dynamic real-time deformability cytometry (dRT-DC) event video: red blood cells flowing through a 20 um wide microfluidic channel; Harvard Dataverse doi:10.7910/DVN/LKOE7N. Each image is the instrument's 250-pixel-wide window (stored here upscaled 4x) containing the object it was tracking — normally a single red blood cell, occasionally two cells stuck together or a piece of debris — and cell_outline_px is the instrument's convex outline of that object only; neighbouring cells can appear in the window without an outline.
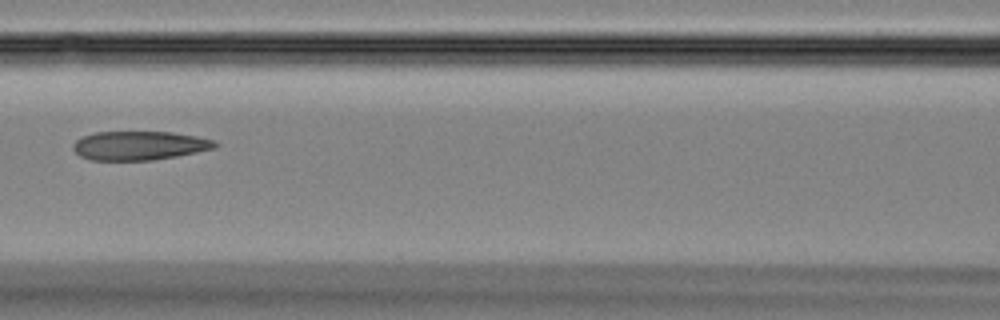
{"species": "Egyptian fruit bat (a non-hibernating species)", "species_latin": "Rousettus aegyptiacus", "temperature_condition": "room temperature", "stored_images_in_passage": 47, "camera_frame_rate_fps": 3000, "um_per_image_px": 0.085, "animal": {"sex": "female"}, "frame": {"image": 1, "passage_image": 21, "time_ms": 6.667, "image_size_px": [1000, 320], "cell_outline_px": [[220, 144], [216, 148], [176, 156], [152, 160], [88, 160], [80, 156], [72, 148], [72, 144], [76, 140], [84, 136], [96, 132], [172, 132], [196, 136], [216, 140]], "centroid_in_image_um": [11.86, 12.37], "position_along_channel_um": 154.7, "area_um2": 23.99}}
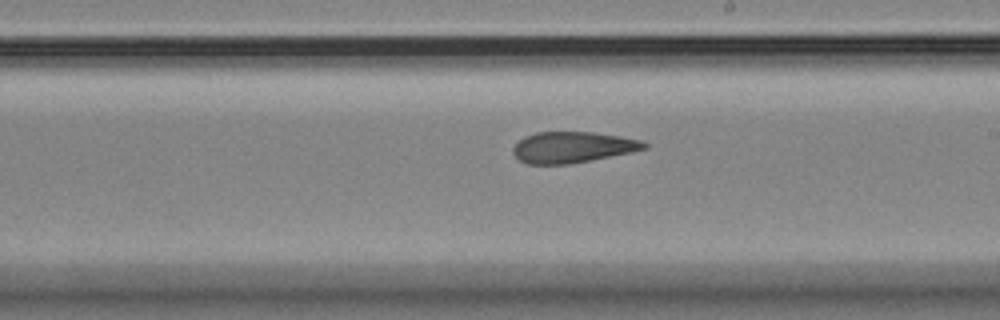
{"frame": {"image": 2, "passage_image": 27, "time_ms": 8.667, "image_size_px": [1000, 320], "cell_outline_px": [[648, 148], [632, 152], [568, 164], [528, 164], [520, 160], [512, 152], [512, 148], [524, 136], [536, 132], [592, 132], [620, 136], [640, 140], [648, 144]], "centroid_in_image_um": [48.66, 12.51], "position_along_channel_um": 240.3, "area_um2": 23.58}}
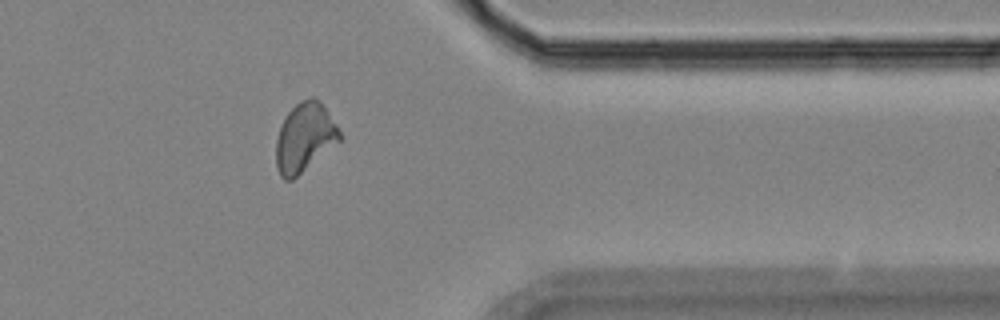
{"frame": {"image": 3, "passage_image": 38, "time_ms": 12.333, "image_size_px": [1000, 320], "cell_outline_px": [[340, 140], [292, 180], [284, 180], [280, 176], [276, 168], [276, 140], [280, 128], [288, 112], [300, 100], [312, 96], [320, 100], [336, 124], [340, 132]], "centroid_in_image_um": [25.87, 11.67], "position_along_channel_um": 385.5, "area_um2": 25.2}}